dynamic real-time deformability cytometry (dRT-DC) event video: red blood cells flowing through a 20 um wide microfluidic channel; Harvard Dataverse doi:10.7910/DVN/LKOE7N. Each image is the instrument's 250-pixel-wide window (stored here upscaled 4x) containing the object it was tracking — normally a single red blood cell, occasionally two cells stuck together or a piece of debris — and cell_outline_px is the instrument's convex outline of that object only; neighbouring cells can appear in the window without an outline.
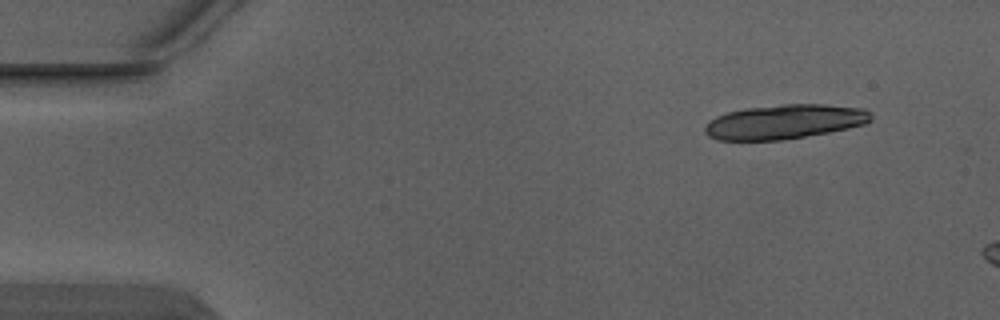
{"species": "Egyptian fruit bat (a non-hibernating species)", "species_latin": "Rousettus aegyptiacus", "temperature_condition": "warm", "stored_images_in_passage": 3, "camera_frame_rate_fps": 3000, "um_per_image_px": 0.085, "animal": {"sex": "male"}, "frame": {"image": 1, "passage_image": 1, "time_ms": 0.0, "image_size_px": [1000, 320], "cell_outline_px": [[872, 120], [864, 124], [848, 128], [828, 132], [780, 140], [716, 140], [708, 136], [704, 132], [704, 124], [716, 116], [728, 112], [748, 108], [784, 104], [824, 104], [864, 108], [872, 112]], "centroid_in_image_um": [66.68, 10.34], "position_along_channel_um": 18.3, "area_um2": 33.35}}